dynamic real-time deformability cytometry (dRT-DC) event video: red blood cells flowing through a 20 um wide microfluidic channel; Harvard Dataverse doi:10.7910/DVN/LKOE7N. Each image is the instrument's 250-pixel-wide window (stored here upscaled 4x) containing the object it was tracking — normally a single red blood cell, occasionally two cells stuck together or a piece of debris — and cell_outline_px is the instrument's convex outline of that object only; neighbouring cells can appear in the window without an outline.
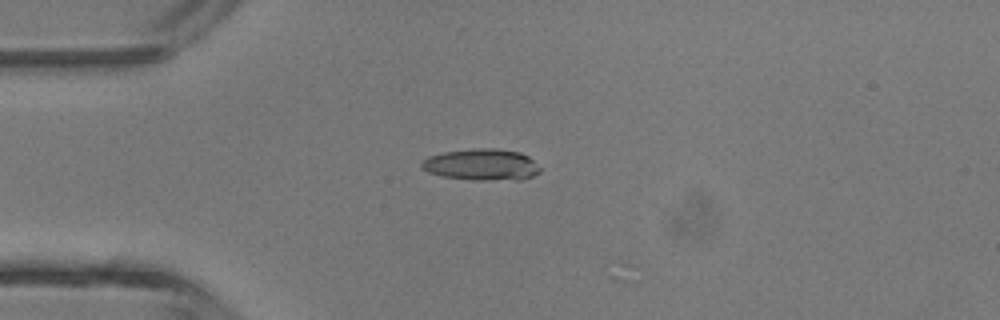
{"species": "common noctule bat (a hibernating species)", "species_latin": "Nyctalus noctula", "temperature_condition": "room temperature", "stored_images_in_passage": 4, "camera_frame_rate_fps": 3000, "um_per_image_px": 0.085, "animal": {"sex": "male", "body_mass_g": 13.3}, "frame": {"image": 1, "passage_image": 3, "time_ms": 3.333, "image_size_px": [1000, 320], "cell_outline_px": [[540, 172], [532, 176], [520, 180], [476, 180], [444, 176], [428, 172], [420, 168], [420, 164], [428, 156], [444, 152], [476, 148], [496, 148], [520, 152], [528, 156], [540, 168]], "centroid_in_image_um": [40.94, 13.99], "position_along_channel_um": 44.1, "area_um2": 21.73}}